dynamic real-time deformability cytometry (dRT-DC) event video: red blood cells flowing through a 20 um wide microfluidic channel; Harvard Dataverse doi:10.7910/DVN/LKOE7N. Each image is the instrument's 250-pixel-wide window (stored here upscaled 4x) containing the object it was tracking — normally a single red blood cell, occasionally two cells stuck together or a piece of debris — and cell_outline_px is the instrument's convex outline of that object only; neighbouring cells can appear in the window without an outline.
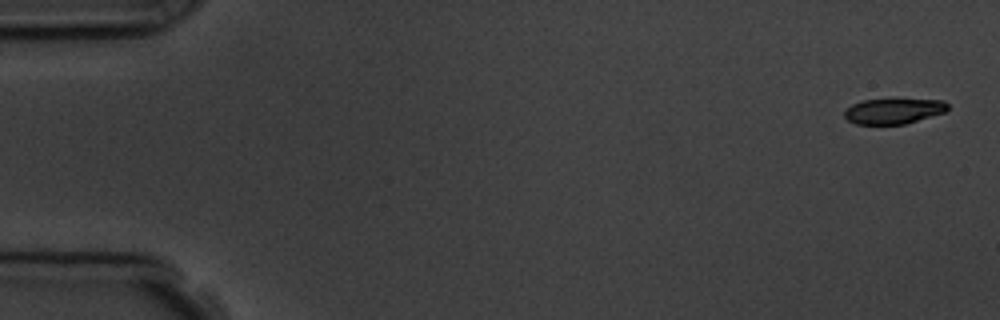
{"species": "common noctule bat (a hibernating species)", "species_latin": "Nyctalus noctula", "temperature_condition": "room temperature", "stored_images_in_passage": 6, "segment_of_instrument_passage": [1, 2], "camera_frame_rate_fps": 3000, "um_per_image_px": 0.085, "animal": {"sex": "male", "body_mass_g": 19.5, "forearm_length_mm": 54.6}, "frame": {"image": 1, "passage_image": 1, "time_ms": 0.0, "image_size_px": [1000, 320], "cell_outline_px": [[948, 108], [944, 112], [904, 124], [856, 124], [848, 120], [844, 116], [844, 112], [852, 104], [864, 100], [944, 100], [948, 104]], "centroid_in_image_um": [75.93, 9.45], "position_along_channel_um": 9.1, "area_um2": 14.91}}
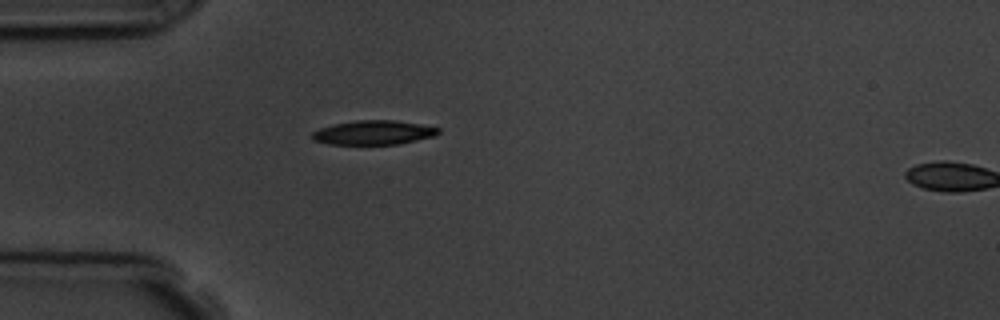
{"frame": {"image": 2, "passage_image": 5, "time_ms": 4.667, "image_size_px": [1000, 320], "cell_outline_px": [[440, 132], [436, 136], [400, 144], [328, 144], [312, 140], [312, 132], [320, 128], [332, 124], [356, 120], [392, 120], [420, 124], [440, 128]], "centroid_in_image_um": [31.76, 11.27], "position_along_channel_um": 53.2, "area_um2": 17.92}}